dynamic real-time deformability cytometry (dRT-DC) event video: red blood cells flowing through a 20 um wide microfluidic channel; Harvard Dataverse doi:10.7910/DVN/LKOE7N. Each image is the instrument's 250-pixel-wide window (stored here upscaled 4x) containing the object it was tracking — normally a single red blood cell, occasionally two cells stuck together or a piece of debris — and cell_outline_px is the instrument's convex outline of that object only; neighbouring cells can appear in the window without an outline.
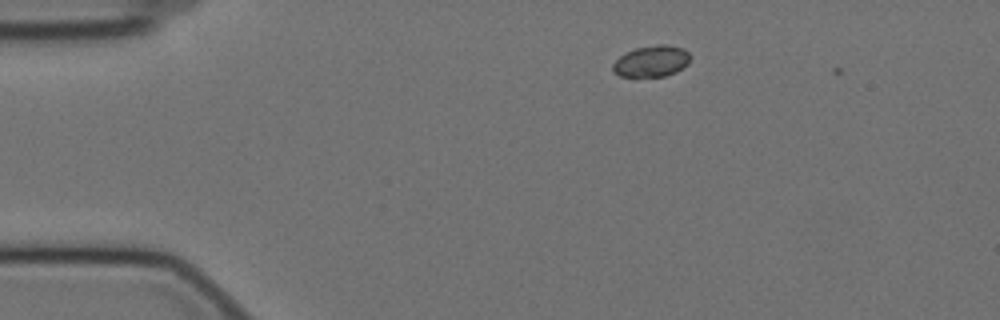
{"species": "Egyptian fruit bat (a non-hibernating species)", "species_latin": "Rousettus aegyptiacus", "temperature_condition": "cold", "stored_images_in_passage": 5, "camera_frame_rate_fps": 3000, "um_per_image_px": 0.085, "animal": {"sex": "female"}, "frame": {"image": 1, "passage_image": 3, "time_ms": 0.667, "image_size_px": [1000, 320], "cell_outline_px": [[692, 56], [688, 64], [676, 72], [664, 76], [620, 76], [612, 72], [612, 64], [620, 56], [636, 48], [656, 44], [664, 44], [684, 48]], "centroid_in_image_um": [55.4, 5.2], "position_along_channel_um": 29.6, "area_um2": 14.16}}